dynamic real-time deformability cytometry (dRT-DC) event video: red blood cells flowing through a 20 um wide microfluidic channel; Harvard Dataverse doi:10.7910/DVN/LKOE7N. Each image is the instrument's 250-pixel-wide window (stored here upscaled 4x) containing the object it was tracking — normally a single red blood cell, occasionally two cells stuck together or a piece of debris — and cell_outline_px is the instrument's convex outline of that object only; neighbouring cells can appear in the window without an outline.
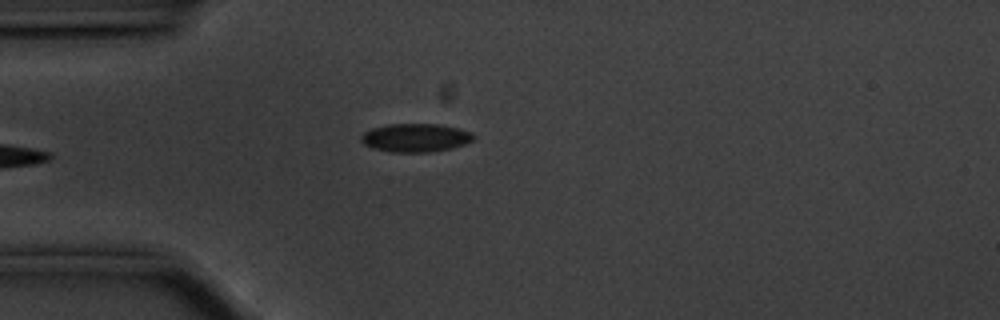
{"species": "common noctule bat (a hibernating species)", "species_latin": "Nyctalus noctula", "temperature_condition": "cold", "stored_images_in_passage": 39, "camera_frame_rate_fps": 3000, "um_per_image_px": 0.085, "animal": {"sex": "male", "body_mass_g": 20.1, "forearm_length_mm": 53.5}, "frame": {"image": 1, "passage_image": 1, "time_ms": 0.0, "image_size_px": [1000, 320], "cell_outline_px": [[476, 136], [472, 140], [464, 144], [448, 148], [428, 152], [388, 152], [372, 148], [364, 144], [360, 140], [360, 136], [364, 132], [372, 128], [388, 124], [440, 124], [460, 128], [472, 132]], "centroid_in_image_um": [35.3, 11.7], "position_along_channel_um": 49.7, "area_um2": 18.67}}
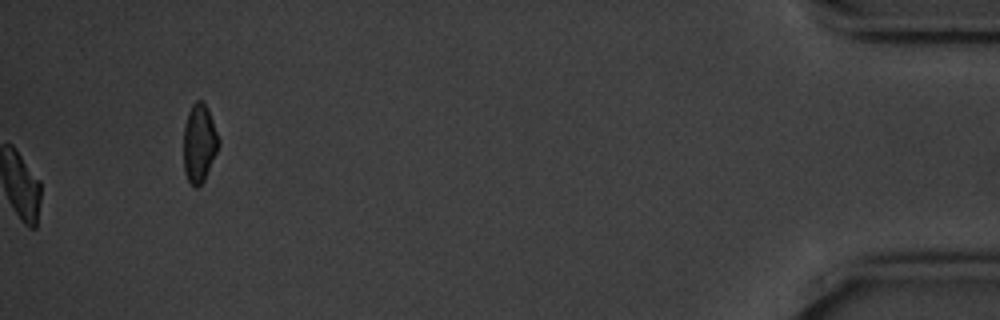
{"frame": {"image": 2, "passage_image": 39, "time_ms": 12.667, "image_size_px": [1000, 320], "cell_outline_px": [[220, 144], [204, 180], [196, 188], [188, 180], [184, 172], [184, 124], [188, 112], [192, 104], [196, 100], [204, 100], [208, 108], [220, 140]], "centroid_in_image_um": [16.94, 12.12], "position_along_channel_um": 418.3, "area_um2": 16.07}, "authors_computed_cell_mechanics": {"area_um2": 17.9758, "velocity_mm_per_s": 3.5736, "shape_relaxation_time_tau1_ms": 3.7783, "shape_relaxation_time_tau2_ms": 9.7036, "deformation_change_tau1": 0.0931, "deformation_change_tau2": 0.1359}}